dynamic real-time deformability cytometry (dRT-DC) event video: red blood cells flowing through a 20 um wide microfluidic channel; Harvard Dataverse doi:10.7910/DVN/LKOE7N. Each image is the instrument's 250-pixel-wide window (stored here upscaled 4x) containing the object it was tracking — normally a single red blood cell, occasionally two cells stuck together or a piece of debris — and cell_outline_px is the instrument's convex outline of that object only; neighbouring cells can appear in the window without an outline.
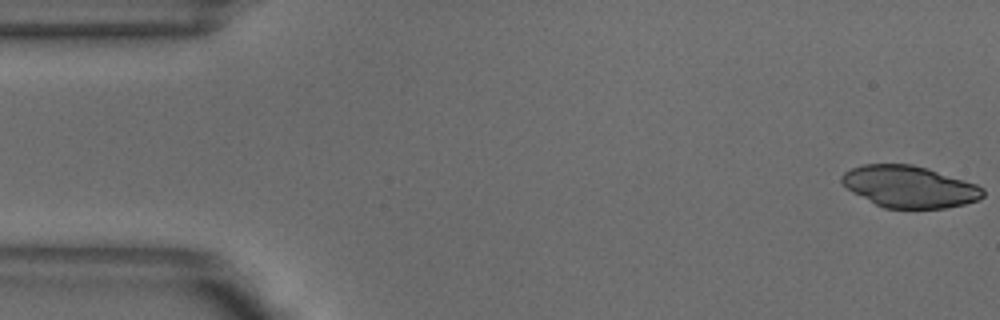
{"species": "common noctule bat (a hibernating species)", "species_latin": "Nyctalus noctula", "temperature_condition": "warm", "stored_images_in_passage": 7, "camera_frame_rate_fps": 3000, "um_per_image_px": 0.085, "animal": {"sex": "male", "body_mass_g": 18.8}, "frame": {"image": 1, "passage_image": 1, "time_ms": 0.0, "image_size_px": [1000, 320], "cell_outline_px": [[984, 196], [980, 200], [964, 204], [944, 208], [884, 208], [852, 192], [840, 180], [840, 176], [844, 172], [852, 168], [864, 164], [912, 164], [928, 168], [976, 184], [984, 188]], "centroid_in_image_um": [77.31, 15.86], "position_along_channel_um": 7.7, "area_um2": 34.28}}